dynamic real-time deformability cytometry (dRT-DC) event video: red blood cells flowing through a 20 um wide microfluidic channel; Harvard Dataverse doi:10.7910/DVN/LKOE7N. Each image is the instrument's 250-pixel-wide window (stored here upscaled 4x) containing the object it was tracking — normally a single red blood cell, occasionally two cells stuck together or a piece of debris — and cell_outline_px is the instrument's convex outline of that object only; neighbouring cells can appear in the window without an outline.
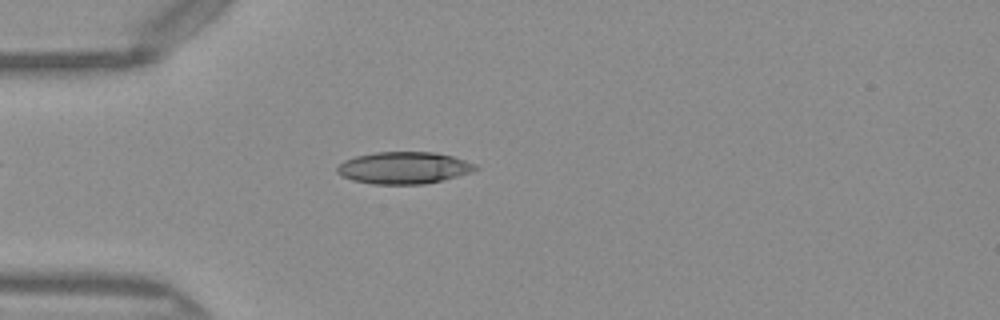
{"species": "Egyptian fruit bat (a non-hibernating species)", "species_latin": "Rousettus aegyptiacus", "temperature_condition": "warm", "stored_images_in_passage": 44, "camera_frame_rate_fps": 3000, "um_per_image_px": 0.085, "frame": {"image": 1, "passage_image": 8, "time_ms": 2.333, "image_size_px": [1000, 320], "cell_outline_px": [[480, 168], [472, 172], [444, 180], [424, 184], [372, 184], [352, 180], [336, 172], [336, 168], [344, 160], [356, 156], [376, 152], [432, 152], [452, 156], [476, 164]], "centroid_in_image_um": [34.34, 14.27], "position_along_channel_um": 50.7, "area_um2": 25.78}}
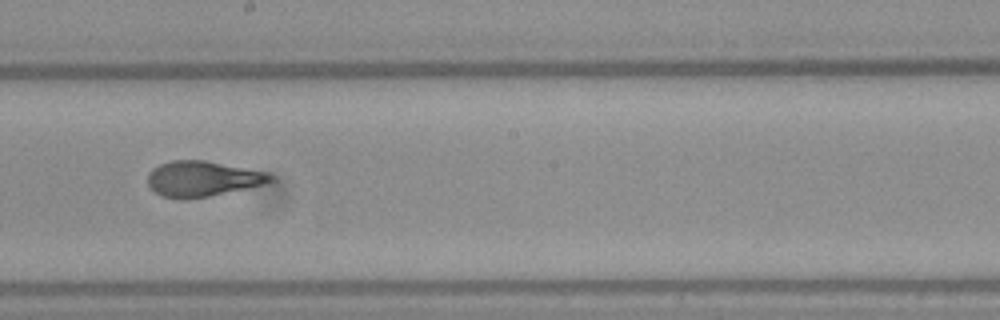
{"frame": {"image": 2, "passage_image": 22, "time_ms": 7.0, "image_size_px": [1000, 320], "cell_outline_px": [[276, 180], [244, 188], [208, 196], [184, 200], [160, 196], [148, 184], [148, 172], [152, 168], [160, 164], [172, 160], [204, 160], [264, 172], [272, 176]], "centroid_in_image_um": [17.13, 15.2], "position_along_channel_um": 231.1, "area_um2": 24.91}}
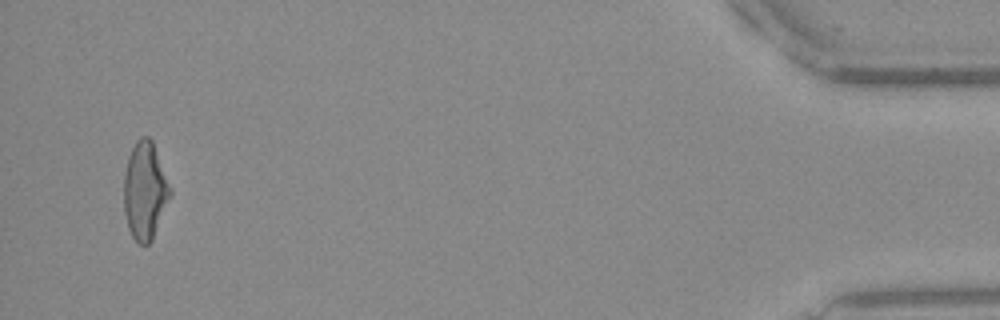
{"frame": {"image": 3, "passage_image": 42, "time_ms": 13.667, "image_size_px": [1000, 320], "cell_outline_px": [[172, 192], [152, 240], [148, 244], [140, 244], [132, 236], [128, 228], [124, 212], [124, 176], [128, 156], [136, 140], [140, 136], [148, 136], [152, 140], [172, 188]], "centroid_in_image_um": [12.32, 16.19], "position_along_channel_um": 422.9, "area_um2": 26.36}, "authors_computed_cell_mechanics": {"area_um2": 25.2875, "velocity_mm_per_s": 4.0915, "shape_relaxation_time_tau1_ms": 9.6853, "shape_relaxation_time_tau2_ms": 1.0605, "deformation_change_tau1": 0.2796, "deformation_change_tau2": 0.0678}}